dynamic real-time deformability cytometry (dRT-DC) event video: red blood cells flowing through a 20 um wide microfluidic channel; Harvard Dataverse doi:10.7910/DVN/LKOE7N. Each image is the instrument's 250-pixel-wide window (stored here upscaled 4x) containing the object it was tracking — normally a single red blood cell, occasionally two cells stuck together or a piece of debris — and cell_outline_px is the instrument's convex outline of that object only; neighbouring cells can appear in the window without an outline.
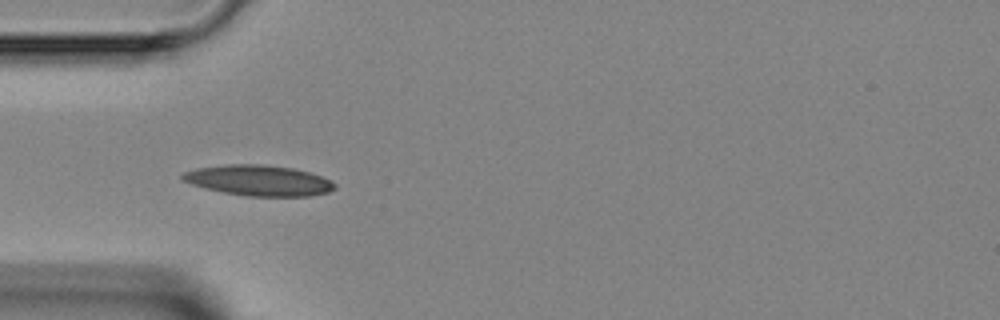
{"species": "Egyptian fruit bat (a non-hibernating species)", "species_latin": "Rousettus aegyptiacus", "temperature_condition": "room temperature", "stored_images_in_passage": 7, "camera_frame_rate_fps": 3000, "um_per_image_px": 0.085, "animal": {"sex": "female"}, "frame": {"image": 1, "passage_image": 5, "time_ms": 4.333, "image_size_px": [1000, 320], "cell_outline_px": [[336, 188], [328, 192], [308, 196], [248, 196], [224, 192], [204, 188], [180, 180], [180, 176], [184, 172], [196, 168], [228, 164], [264, 164], [292, 168], [308, 172], [332, 180], [336, 184]], "centroid_in_image_um": [21.98, 15.33], "position_along_channel_um": 63.0, "area_um2": 27.17}}
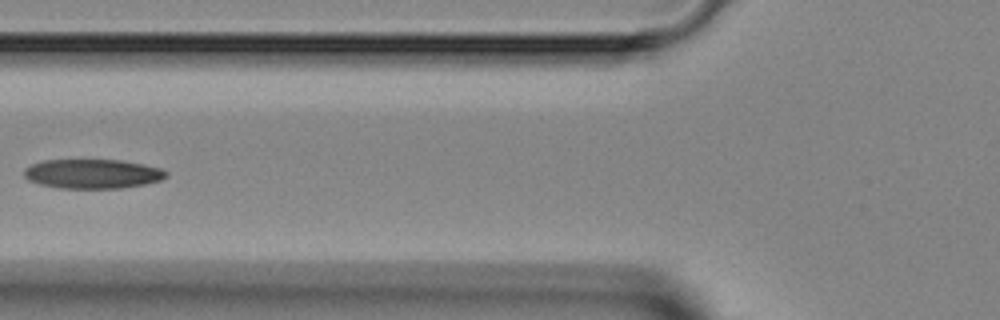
{"frame": {"image": 2, "passage_image": 6, "time_ms": 5.667, "image_size_px": [1000, 320], "cell_outline_px": [[168, 176], [160, 180], [144, 184], [120, 188], [60, 188], [40, 184], [28, 180], [24, 176], [24, 168], [32, 164], [44, 160], [120, 160], [144, 164], [160, 168], [168, 172]], "centroid_in_image_um": [7.86, 14.77], "position_along_channel_um": 117.9, "area_um2": 24.28}}
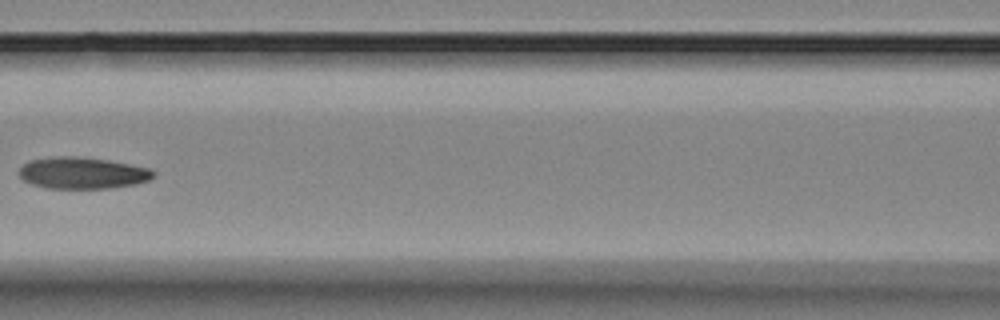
{"frame": {"image": 3, "passage_image": 7, "time_ms": 6.667, "image_size_px": [1000, 320], "cell_outline_px": [[156, 176], [148, 180], [136, 184], [112, 188], [48, 188], [32, 184], [24, 180], [20, 176], [20, 168], [28, 160], [52, 156], [80, 156], [108, 160], [148, 168], [156, 172]], "centroid_in_image_um": [7.01, 14.69], "position_along_channel_um": 159.6, "area_um2": 24.8}}